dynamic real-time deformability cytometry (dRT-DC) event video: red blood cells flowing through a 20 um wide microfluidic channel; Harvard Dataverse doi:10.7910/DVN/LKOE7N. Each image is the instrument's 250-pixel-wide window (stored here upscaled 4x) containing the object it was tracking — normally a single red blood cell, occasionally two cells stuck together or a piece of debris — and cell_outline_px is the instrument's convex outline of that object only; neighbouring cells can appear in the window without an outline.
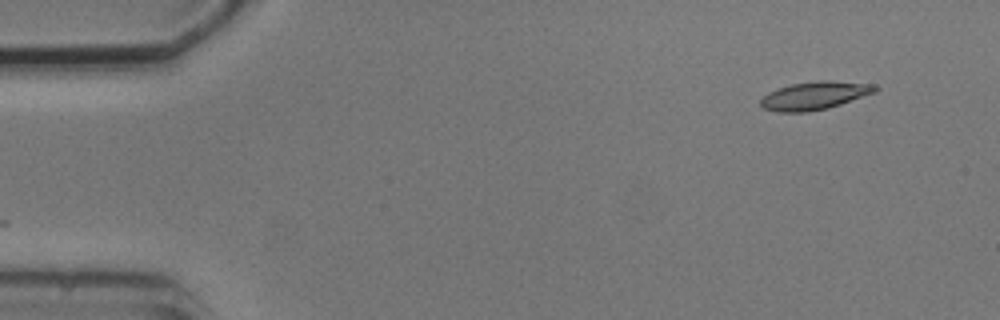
{"species": "common noctule bat (a hibernating species)", "species_latin": "Nyctalus noctula", "temperature_condition": "cold", "stored_images_in_passage": 2, "camera_frame_rate_fps": 3000, "um_per_image_px": 0.085, "animal": {"sex": "male", "body_mass_g": 20.5, "forearm_length_mm": 52.5}, "frame": {"image": 1, "passage_image": 2, "time_ms": 1.0, "image_size_px": [1000, 320], "cell_outline_px": [[880, 88], [876, 92], [828, 108], [808, 112], [776, 112], [764, 108], [760, 104], [760, 100], [768, 92], [792, 84], [820, 80], [828, 80], [876, 84]], "centroid_in_image_um": [69.28, 8.12], "position_along_channel_um": 15.7, "area_um2": 18.73}}